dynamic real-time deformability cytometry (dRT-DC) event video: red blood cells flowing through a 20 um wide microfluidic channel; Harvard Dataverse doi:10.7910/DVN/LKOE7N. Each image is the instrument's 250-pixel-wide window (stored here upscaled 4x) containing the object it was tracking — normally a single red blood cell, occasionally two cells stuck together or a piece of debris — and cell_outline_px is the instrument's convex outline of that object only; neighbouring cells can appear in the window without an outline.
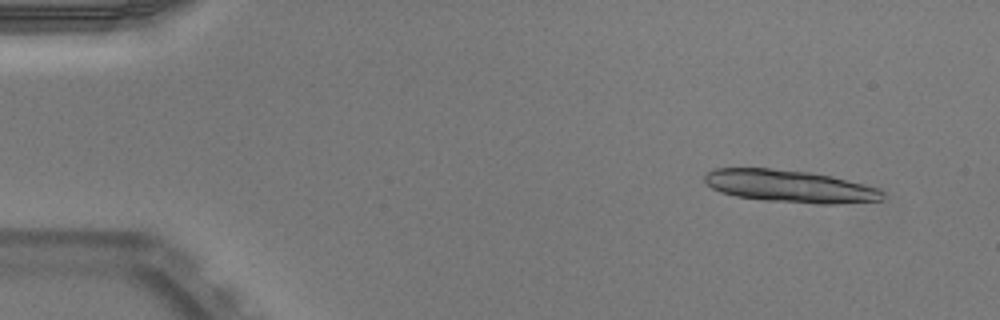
{"species": "Egyptian fruit bat (a non-hibernating species)", "species_latin": "Rousettus aegyptiacus", "temperature_condition": "warm", "stored_images_in_passage": 15, "camera_frame_rate_fps": 3000, "um_per_image_px": 0.085, "animal": {"sex": "male"}, "frame": {"image": 1, "passage_image": 5, "time_ms": 1.333, "image_size_px": [1000, 320], "cell_outline_px": [[884, 196], [880, 200], [836, 204], [816, 204], [764, 200], [736, 196], [720, 192], [712, 188], [704, 180], [704, 176], [712, 168], [772, 168], [808, 172], [832, 176], [880, 188], [884, 192]], "centroid_in_image_um": [67.14, 15.83], "position_along_channel_um": 17.9, "area_um2": 33.64}}